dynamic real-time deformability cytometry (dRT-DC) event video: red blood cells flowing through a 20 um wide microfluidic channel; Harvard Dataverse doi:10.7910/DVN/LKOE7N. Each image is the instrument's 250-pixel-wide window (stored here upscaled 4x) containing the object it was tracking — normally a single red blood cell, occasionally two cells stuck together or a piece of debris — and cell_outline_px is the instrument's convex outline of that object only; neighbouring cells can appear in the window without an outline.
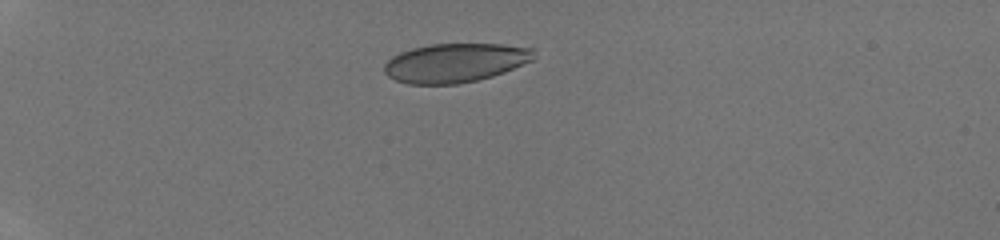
{"species": "human", "species_latin": "Homo sapiens", "temperature_condition": "room temperature", "stored_images_in_passage": 33, "camera_frame_rate_fps": 3000, "um_per_image_px": 0.085, "donor": {"sex": "male"}, "frame": {"image": 1, "passage_image": 1, "time_ms": 0.0, "image_size_px": [1000, 240], "cell_outline_px": [[536, 56], [532, 60], [504, 72], [492, 76], [476, 80], [456, 84], [408, 84], [396, 80], [388, 76], [384, 72], [384, 64], [392, 56], [400, 52], [412, 48], [432, 44], [500, 44], [536, 48]], "centroid_in_image_um": [38.7, 5.33], "position_along_channel_um": 46.3, "area_um2": 34.04}}
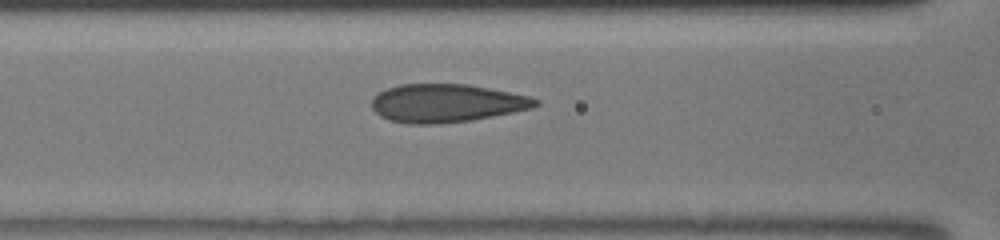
{"frame": {"image": 2, "passage_image": 10, "time_ms": 3.0, "image_size_px": [1000, 240], "cell_outline_px": [[540, 104], [532, 108], [472, 120], [440, 124], [408, 124], [388, 120], [380, 116], [372, 108], [372, 100], [380, 92], [388, 88], [400, 84], [468, 84], [528, 96], [540, 100]], "centroid_in_image_um": [37.94, 8.78], "position_along_channel_um": 128.7, "area_um2": 36.36}}
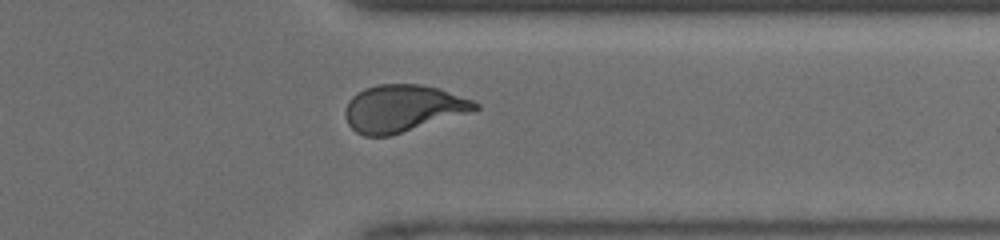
{"frame": {"image": 3, "passage_image": 26, "time_ms": 8.333, "image_size_px": [1000, 240], "cell_outline_px": [[480, 108], [468, 112], [392, 136], [364, 136], [356, 132], [348, 124], [344, 116], [344, 108], [348, 100], [356, 92], [364, 88], [380, 84], [420, 84], [440, 88], [472, 100], [480, 104]], "centroid_in_image_um": [34.18, 9.21], "position_along_channel_um": 377.2, "area_um2": 35.72}}